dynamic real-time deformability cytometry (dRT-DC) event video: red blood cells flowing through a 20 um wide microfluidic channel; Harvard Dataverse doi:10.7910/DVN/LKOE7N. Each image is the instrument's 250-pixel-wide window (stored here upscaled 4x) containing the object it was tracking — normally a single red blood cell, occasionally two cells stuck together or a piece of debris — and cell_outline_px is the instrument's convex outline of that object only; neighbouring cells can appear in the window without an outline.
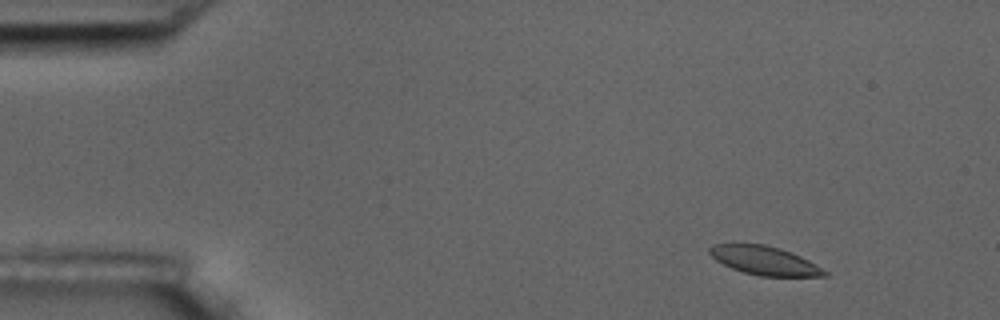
{"species": "common noctule bat (a hibernating species)", "species_latin": "Nyctalus noctula", "temperature_condition": "room temperature", "stored_images_in_passage": 5, "camera_frame_rate_fps": 3000, "um_per_image_px": 0.085, "animal": {"sex": "male", "body_mass_g": 17.5, "forearm_length_mm": 52.3}, "frame": {"image": 1, "passage_image": 1, "time_ms": 0.0, "image_size_px": [1000, 320], "cell_outline_px": [[828, 276], [760, 276], [744, 272], [732, 268], [716, 260], [708, 252], [708, 248], [712, 244], [732, 240], [764, 244], [780, 248], [800, 256], [808, 260], [828, 272]], "centroid_in_image_um": [64.88, 22.09], "position_along_channel_um": 20.1, "area_um2": 19.77}}
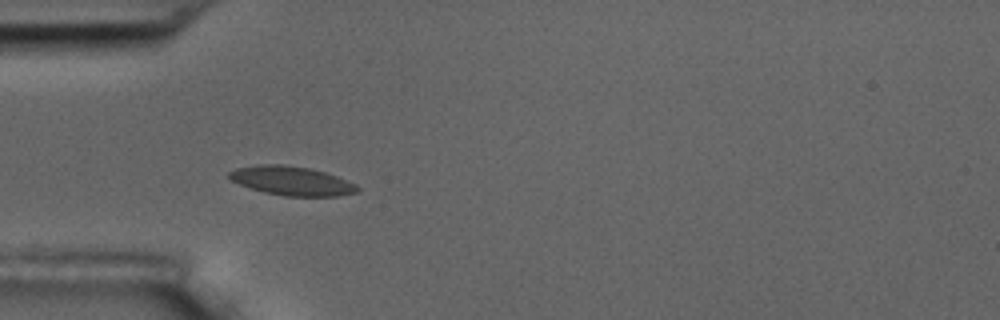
{"frame": {"image": 2, "passage_image": 4, "time_ms": 3.667, "image_size_px": [1000, 320], "cell_outline_px": [[360, 192], [336, 196], [284, 196], [264, 192], [240, 184], [232, 180], [228, 176], [228, 172], [236, 168], [260, 164], [284, 164], [308, 168], [324, 172], [336, 176], [356, 184], [360, 188]], "centroid_in_image_um": [24.81, 15.37], "position_along_channel_um": 60.2, "area_um2": 21.62}}